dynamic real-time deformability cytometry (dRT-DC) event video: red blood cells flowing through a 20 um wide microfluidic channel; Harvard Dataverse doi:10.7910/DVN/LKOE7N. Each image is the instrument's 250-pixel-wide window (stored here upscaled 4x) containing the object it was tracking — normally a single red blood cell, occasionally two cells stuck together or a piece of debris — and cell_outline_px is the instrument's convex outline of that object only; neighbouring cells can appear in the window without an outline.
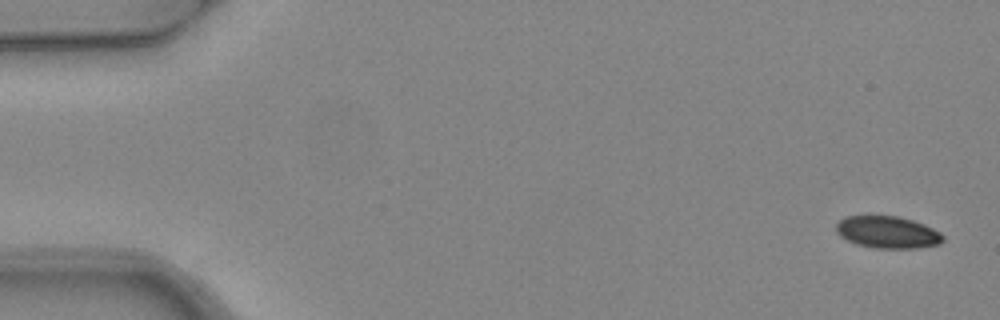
{"species": "common noctule bat (a hibernating species)", "species_latin": "Nyctalus noctula", "temperature_condition": "warm", "stored_images_in_passage": 7, "camera_frame_rate_fps": 3000, "um_per_image_px": 0.085, "animal": {"sex": "female", "body_mass_g": 24.6, "forearm_length_mm": 56.2}, "frame": {"image": 1, "passage_image": 1, "time_ms": 0.0, "image_size_px": [1000, 320], "cell_outline_px": [[944, 240], [940, 244], [920, 248], [876, 248], [856, 244], [840, 236], [836, 232], [836, 224], [844, 216], [896, 216], [912, 220], [924, 224], [940, 232], [944, 236]], "centroid_in_image_um": [75.45, 19.74], "position_along_channel_um": 9.5, "area_um2": 20.0}}
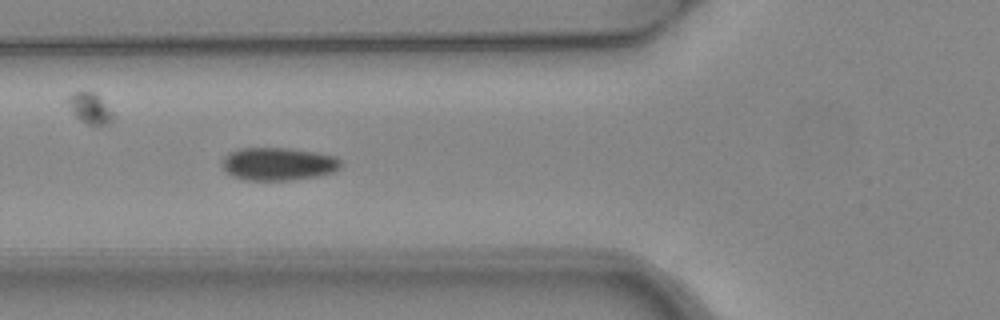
{"frame": {"image": 2, "passage_image": 6, "time_ms": 1.667, "image_size_px": [1000, 320], "cell_outline_px": [[340, 168], [336, 172], [320, 176], [288, 180], [244, 180], [232, 176], [220, 164], [220, 160], [224, 156], [240, 148], [288, 148], [316, 152], [336, 156], [340, 160]], "centroid_in_image_um": [23.66, 13.94], "position_along_channel_um": 102.1, "area_um2": 22.95}}
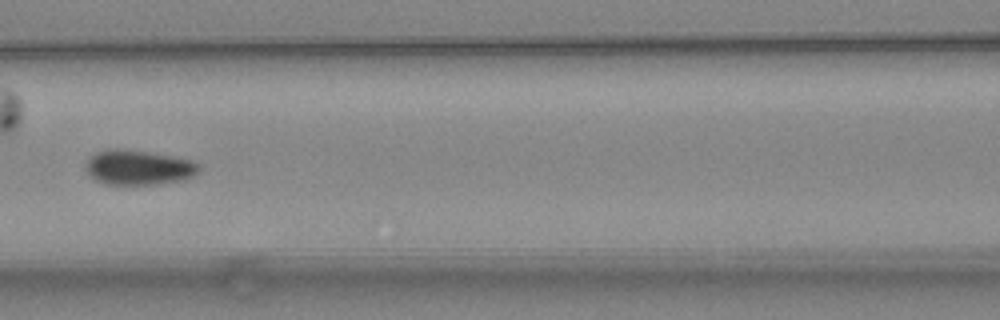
{"frame": {"image": 3, "passage_image": 7, "time_ms": 2.0, "image_size_px": [1000, 320], "cell_outline_px": [[200, 168], [192, 176], [184, 180], [160, 184], [104, 184], [88, 176], [84, 172], [84, 164], [88, 156], [96, 152], [108, 148], [120, 148], [172, 156], [192, 160]], "centroid_in_image_um": [11.67, 14.23], "position_along_channel_um": 154.9, "area_um2": 23.29}}